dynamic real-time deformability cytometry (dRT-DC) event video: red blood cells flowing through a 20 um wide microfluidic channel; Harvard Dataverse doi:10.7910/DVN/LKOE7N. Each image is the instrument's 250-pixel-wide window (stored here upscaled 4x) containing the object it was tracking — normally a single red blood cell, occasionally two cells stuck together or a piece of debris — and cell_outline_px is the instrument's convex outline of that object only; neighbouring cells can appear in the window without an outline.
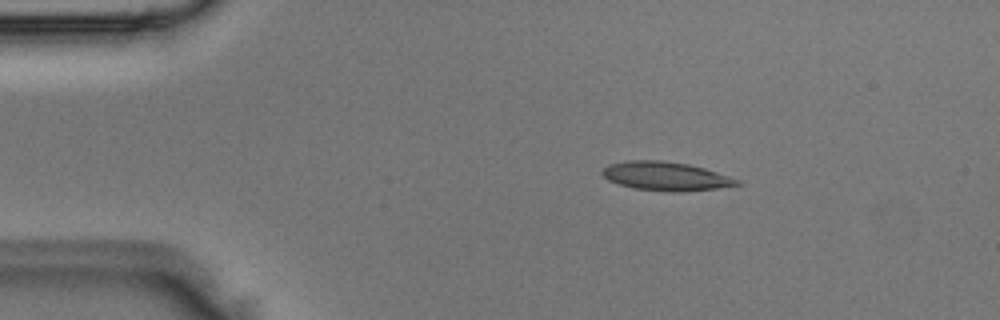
{"species": "Egyptian fruit bat (a non-hibernating species)", "species_latin": "Rousettus aegyptiacus", "temperature_condition": "room temperature", "stored_images_in_passage": 3, "camera_frame_rate_fps": 3000, "um_per_image_px": 0.085, "animal": {"sex": "male"}, "frame": {"image": 1, "passage_image": 1, "time_ms": 0.0, "image_size_px": [1000, 320], "cell_outline_px": [[744, 184], [716, 188], [680, 192], [672, 192], [636, 188], [620, 184], [608, 180], [600, 172], [608, 164], [624, 160], [660, 160], [688, 164], [704, 168], [740, 180]], "centroid_in_image_um": [56.58, 14.97], "position_along_channel_um": 28.4, "area_um2": 22.48}}
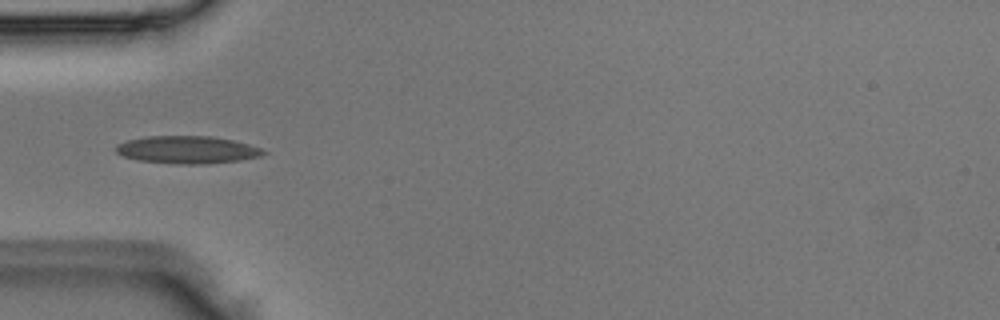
{"frame": {"image": 2, "passage_image": 3, "time_ms": 0.667, "image_size_px": [1000, 320], "cell_outline_px": [[268, 152], [260, 156], [240, 160], [208, 164], [176, 164], [140, 160], [124, 156], [116, 152], [116, 144], [128, 140], [144, 136], [212, 136], [232, 140], [248, 144], [260, 148]], "centroid_in_image_um": [15.92, 12.73], "position_along_channel_um": 69.1, "area_um2": 23.64}}